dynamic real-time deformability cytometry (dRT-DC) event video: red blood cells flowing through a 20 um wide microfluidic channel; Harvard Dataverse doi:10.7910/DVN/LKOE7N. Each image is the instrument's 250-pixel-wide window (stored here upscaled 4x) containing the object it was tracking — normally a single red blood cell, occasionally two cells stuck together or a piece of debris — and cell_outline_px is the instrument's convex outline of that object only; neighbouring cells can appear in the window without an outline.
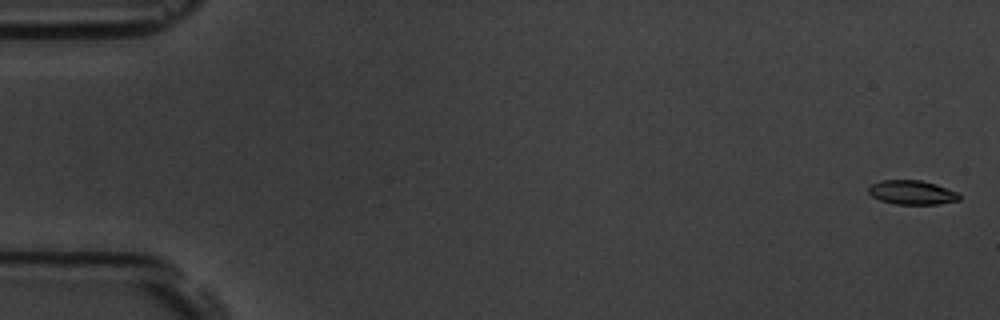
{"species": "common noctule bat (a hibernating species)", "species_latin": "Nyctalus noctula", "temperature_condition": "room temperature", "stored_images_in_passage": 5, "camera_frame_rate_fps": 3000, "um_per_image_px": 0.085, "animal": {"sex": "male", "body_mass_g": 19.5, "forearm_length_mm": 54.6}, "frame": {"image": 1, "passage_image": 1, "time_ms": 0.0, "image_size_px": [1000, 320], "cell_outline_px": [[960, 200], [936, 204], [896, 204], [880, 200], [872, 196], [868, 192], [868, 188], [872, 184], [880, 180], [920, 180], [936, 184], [960, 192]], "centroid_in_image_um": [77.54, 16.35], "position_along_channel_um": 7.5, "area_um2": 12.83}}
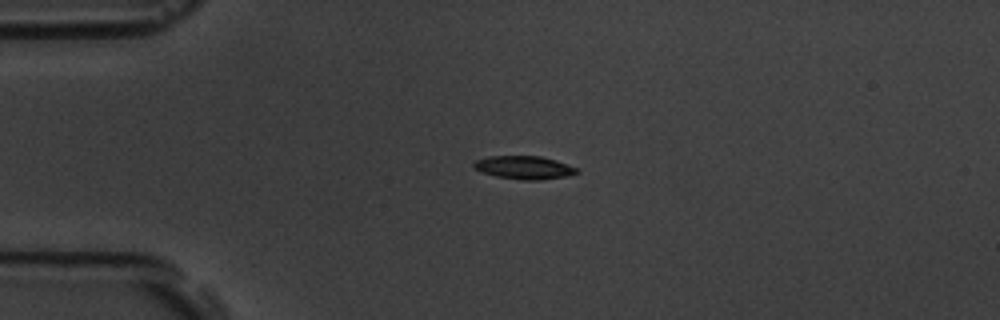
{"frame": {"image": 2, "passage_image": 4, "time_ms": 4.333, "image_size_px": [1000, 320], "cell_outline_px": [[580, 172], [568, 176], [540, 180], [524, 180], [496, 176], [480, 172], [472, 164], [476, 160], [488, 156], [540, 156], [556, 160], [576, 168]], "centroid_in_image_um": [44.55, 14.24], "position_along_channel_um": 40.5, "area_um2": 13.87}}